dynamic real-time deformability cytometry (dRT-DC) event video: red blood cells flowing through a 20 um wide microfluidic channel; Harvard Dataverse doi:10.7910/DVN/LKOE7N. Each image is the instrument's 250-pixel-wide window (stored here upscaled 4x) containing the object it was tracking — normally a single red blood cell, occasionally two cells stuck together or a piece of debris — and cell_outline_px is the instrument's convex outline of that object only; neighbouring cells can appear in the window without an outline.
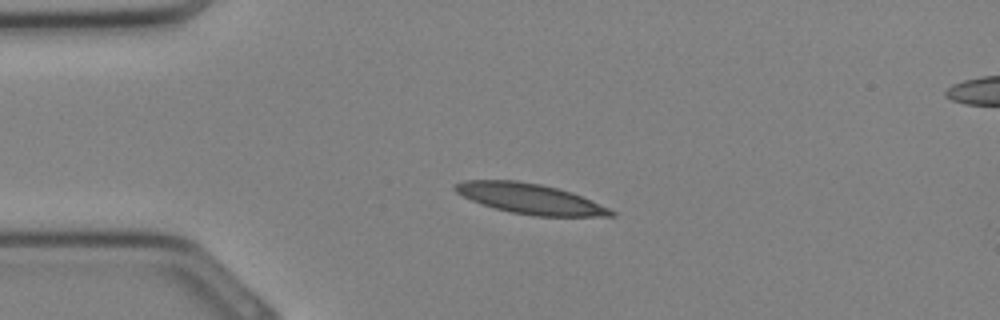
{"species": "Egyptian fruit bat (a non-hibernating species)", "species_latin": "Rousettus aegyptiacus", "temperature_condition": "cold", "stored_images_in_passage": 26, "camera_frame_rate_fps": 3000, "um_per_image_px": 0.085, "animal": {"sex": "female"}, "frame": {"image": 1, "passage_image": 1, "time_ms": 0.0, "image_size_px": [1000, 320], "cell_outline_px": [[616, 216], [536, 216], [512, 212], [496, 208], [472, 200], [456, 192], [452, 188], [456, 184], [464, 180], [516, 180], [540, 184], [572, 192], [608, 208], [616, 212]], "centroid_in_image_um": [45.06, 16.88], "position_along_channel_um": 39.9, "area_um2": 27.05}}
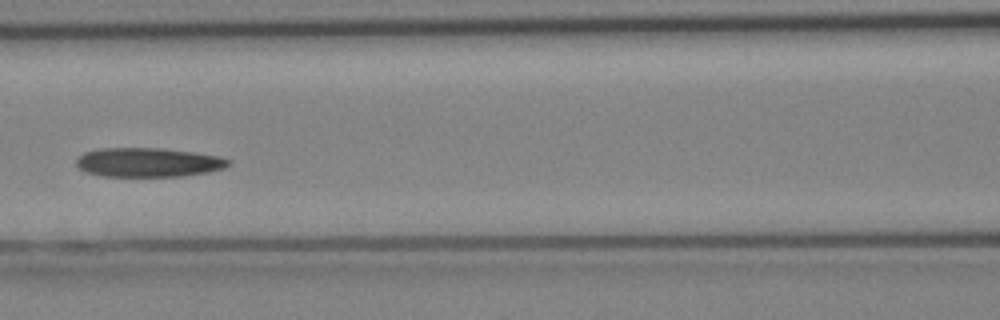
{"frame": {"image": 2, "passage_image": 8, "time_ms": 2.333, "image_size_px": [1000, 320], "cell_outline_px": [[232, 164], [224, 168], [208, 172], [180, 176], [100, 176], [84, 172], [76, 164], [76, 160], [84, 152], [100, 148], [164, 148], [220, 156], [232, 160]], "centroid_in_image_um": [12.62, 13.8], "position_along_channel_um": 154.0, "area_um2": 26.01}}
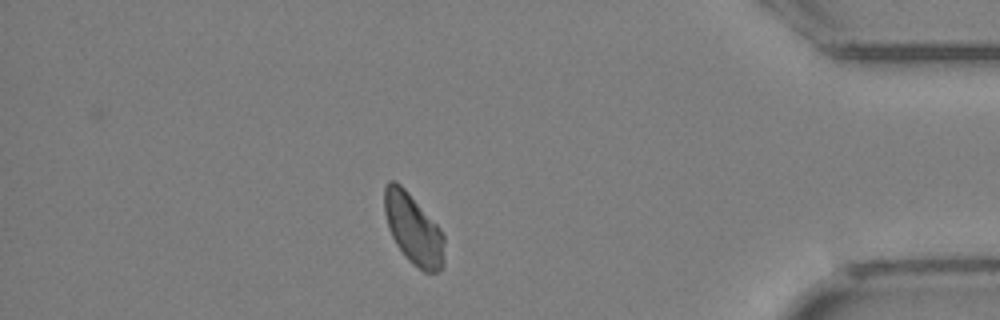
{"frame": {"image": 3, "passage_image": 22, "time_ms": 7.0, "image_size_px": [1000, 320], "cell_outline_px": [[444, 268], [440, 272], [424, 272], [412, 264], [404, 256], [396, 244], [388, 228], [384, 212], [384, 188], [388, 180], [396, 180], [408, 192], [440, 228], [444, 236]], "centroid_in_image_um": [35.13, 19.49], "position_along_channel_um": 400.1, "area_um2": 24.85}}